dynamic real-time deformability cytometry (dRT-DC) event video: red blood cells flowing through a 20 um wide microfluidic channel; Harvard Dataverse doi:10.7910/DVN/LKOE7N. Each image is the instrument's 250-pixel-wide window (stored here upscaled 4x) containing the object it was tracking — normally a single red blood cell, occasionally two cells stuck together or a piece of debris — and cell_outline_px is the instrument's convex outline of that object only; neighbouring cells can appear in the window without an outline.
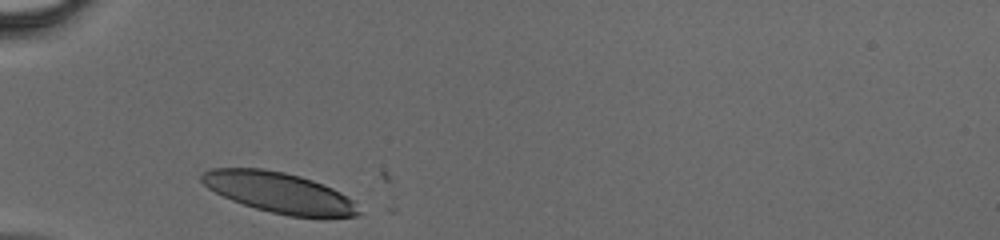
{"species": "human", "species_latin": "Homo sapiens", "temperature_condition": "cold", "stored_images_in_passage": 24, "camera_frame_rate_fps": 3000, "um_per_image_px": 0.085, "donor": {"sex": "male"}, "frame": {"image": 1, "passage_image": 1, "time_ms": 0.0, "image_size_px": [1000, 240], "cell_outline_px": [[360, 212], [356, 216], [324, 220], [288, 216], [256, 208], [232, 200], [208, 188], [200, 180], [200, 176], [208, 168], [264, 168], [284, 172], [300, 176], [312, 180], [332, 188], [340, 192], [352, 200]], "centroid_in_image_um": [23.78, 16.4], "position_along_channel_um": 61.2, "area_um2": 37.45}}
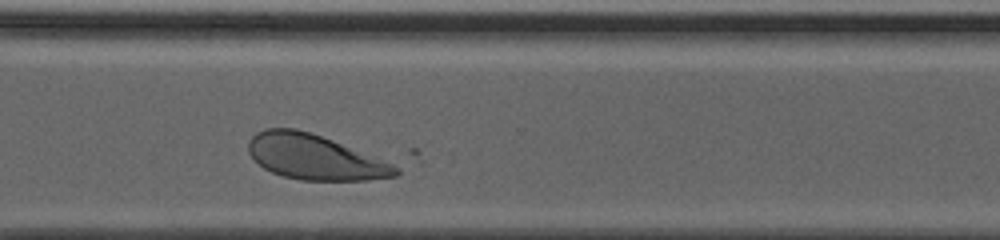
{"frame": {"image": 2, "passage_image": 21, "time_ms": 6.667, "image_size_px": [1000, 240], "cell_outline_px": [[400, 172], [396, 176], [368, 180], [300, 180], [284, 176], [272, 172], [264, 168], [248, 152], [248, 140], [256, 132], [264, 128], [296, 128], [332, 140], [392, 164], [400, 168]], "centroid_in_image_um": [26.71, 13.35], "position_along_channel_um": 343.9, "area_um2": 38.15}}
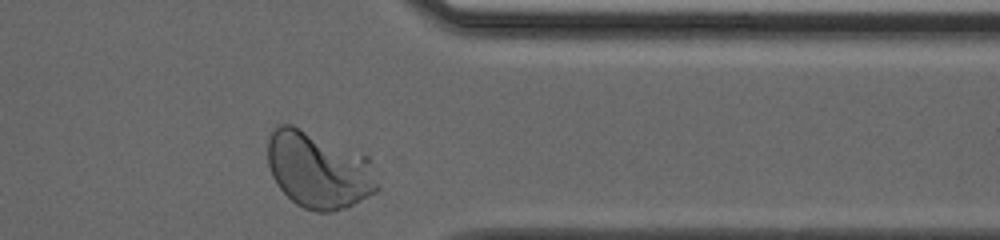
{"frame": {"image": 3, "passage_image": 24, "time_ms": 7.667, "image_size_px": [1000, 240], "cell_outline_px": [[380, 188], [376, 192], [344, 208], [332, 212], [316, 212], [304, 208], [296, 204], [276, 184], [272, 176], [268, 164], [268, 136], [276, 124], [292, 124], [368, 156]], "centroid_in_image_um": [27.06, 14.44], "position_along_channel_um": 384.3, "area_um2": 49.07}}